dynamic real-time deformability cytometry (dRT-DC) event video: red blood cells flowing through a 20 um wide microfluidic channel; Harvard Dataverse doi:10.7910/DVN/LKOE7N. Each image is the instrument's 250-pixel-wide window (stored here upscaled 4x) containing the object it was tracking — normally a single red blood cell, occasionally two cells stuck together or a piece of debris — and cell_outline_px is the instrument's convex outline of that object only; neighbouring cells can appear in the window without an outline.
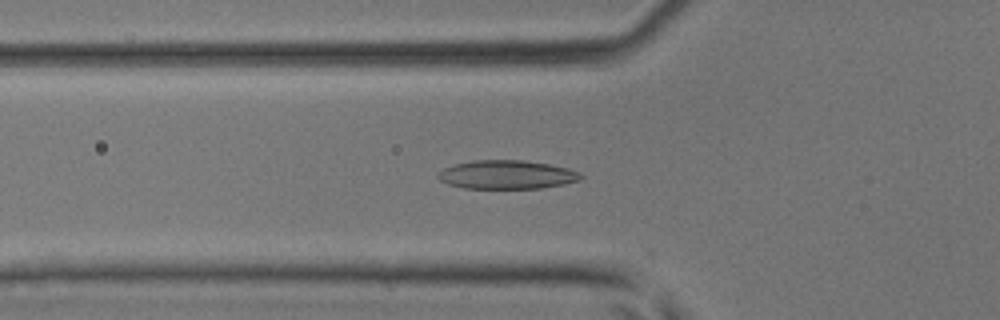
{"species": "common noctule bat (a hibernating species)", "species_latin": "Nyctalus noctula", "temperature_condition": "room temperature", "stored_images_in_passage": 40, "camera_frame_rate_fps": 3000, "um_per_image_px": 0.085, "animal": {"sex": "male", "body_mass_g": 17.9, "forearm_length_mm": 54.2}, "frame": {"image": 1, "passage_image": 15, "time_ms": 4.667, "image_size_px": [1000, 320], "cell_outline_px": [[584, 176], [580, 180], [564, 184], [540, 188], [464, 188], [448, 184], [440, 180], [436, 176], [444, 168], [452, 164], [472, 160], [524, 160], [548, 164], [568, 168], [580, 172]], "centroid_in_image_um": [43.08, 14.84], "position_along_channel_um": 82.7, "area_um2": 23.93}}
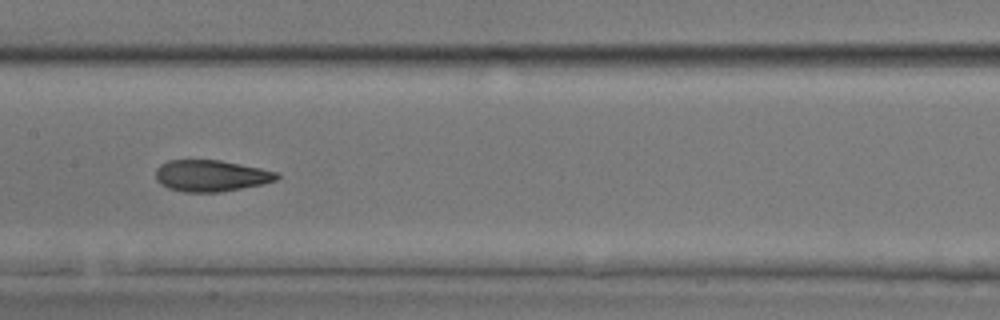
{"frame": {"image": 2, "passage_image": 22, "time_ms": 7.0, "image_size_px": [1000, 320], "cell_outline_px": [[280, 176], [276, 180], [264, 184], [220, 192], [184, 192], [168, 188], [160, 184], [156, 180], [156, 168], [160, 164], [168, 160], [220, 160], [260, 168], [276, 172]], "centroid_in_image_um": [17.91, 14.94], "position_along_channel_um": 189.5, "area_um2": 22.25}}
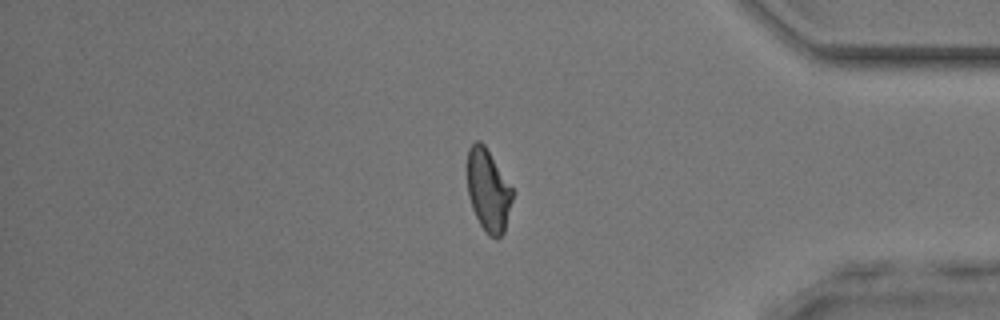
{"frame": {"image": 3, "passage_image": 37, "time_ms": 12.0, "image_size_px": [1000, 320], "cell_outline_px": [[516, 192], [504, 232], [496, 240], [488, 236], [484, 232], [472, 208], [468, 196], [468, 148], [476, 140], [480, 140], [484, 144]], "centroid_in_image_um": [41.54, 16.22], "position_along_channel_um": 393.7, "area_um2": 22.14}}